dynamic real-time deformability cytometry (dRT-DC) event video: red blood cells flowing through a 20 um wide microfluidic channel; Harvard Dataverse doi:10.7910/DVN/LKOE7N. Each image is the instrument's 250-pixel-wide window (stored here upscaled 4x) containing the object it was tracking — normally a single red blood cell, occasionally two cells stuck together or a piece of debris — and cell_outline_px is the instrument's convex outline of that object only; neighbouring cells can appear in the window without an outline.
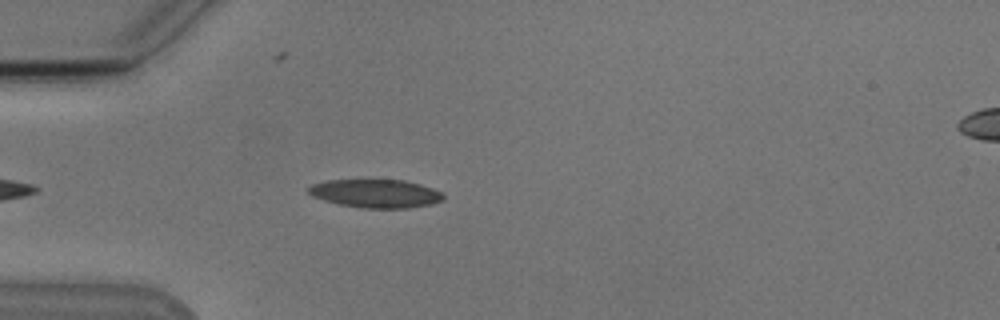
{"species": "Egyptian fruit bat (a non-hibernating species)", "species_latin": "Rousettus aegyptiacus", "temperature_condition": "cold", "stored_images_in_passage": 43, "camera_frame_rate_fps": 3000, "um_per_image_px": 0.085, "animal": {"sex": "male"}, "frame": {"image": 1, "passage_image": 5, "time_ms": 1.333, "image_size_px": [1000, 320], "cell_outline_px": [[444, 200], [432, 204], [408, 208], [364, 208], [340, 204], [324, 200], [312, 196], [308, 192], [308, 188], [312, 184], [328, 180], [404, 180], [420, 184], [444, 192]], "centroid_in_image_um": [31.98, 16.45], "position_along_channel_um": 53.0, "area_um2": 22.31}}
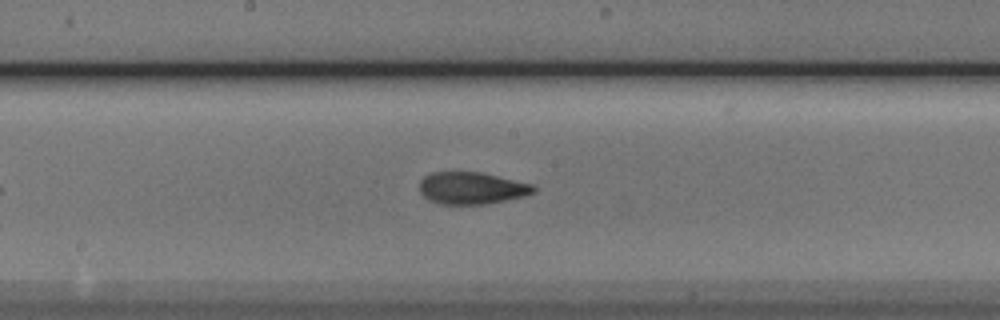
{"frame": {"image": 2, "passage_image": 18, "time_ms": 5.667, "image_size_px": [1000, 320], "cell_outline_px": [[536, 192], [524, 196], [488, 204], [440, 204], [428, 200], [420, 192], [420, 180], [424, 176], [432, 172], [480, 172], [532, 184], [536, 188]], "centroid_in_image_um": [40.08, 15.99], "position_along_channel_um": 208.1, "area_um2": 21.33}}
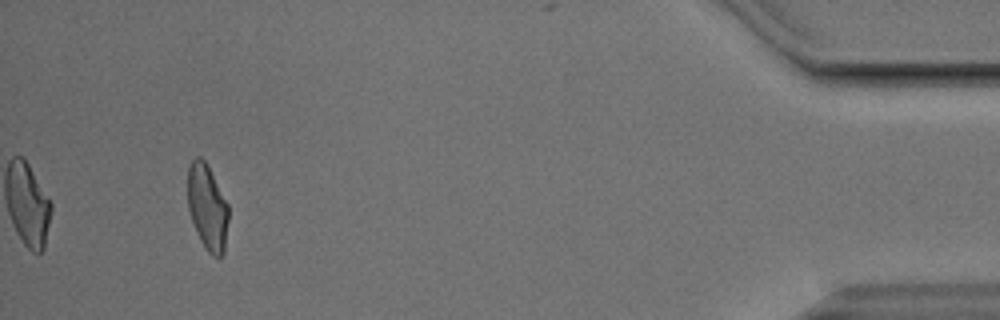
{"frame": {"image": 3, "passage_image": 40, "time_ms": 13.0, "image_size_px": [1000, 320], "cell_outline_px": [[228, 220], [224, 252], [220, 256], [212, 256], [204, 248], [196, 232], [188, 208], [188, 168], [192, 160], [196, 156], [200, 156], [204, 160], [228, 204]], "centroid_in_image_um": [17.62, 17.64], "position_along_channel_um": 417.6, "area_um2": 20.17}, "authors_computed_cell_mechanics": {"area_um2": 21.3282, "velocity_mm_per_s": 3.8111, "shape_relaxation_time_tau1_ms": 5.004, "shape_relaxation_time_tau2_ms": 1.768, "deformation_change_tau1": 0.1532, "deformation_change_tau2": 0.0818}}